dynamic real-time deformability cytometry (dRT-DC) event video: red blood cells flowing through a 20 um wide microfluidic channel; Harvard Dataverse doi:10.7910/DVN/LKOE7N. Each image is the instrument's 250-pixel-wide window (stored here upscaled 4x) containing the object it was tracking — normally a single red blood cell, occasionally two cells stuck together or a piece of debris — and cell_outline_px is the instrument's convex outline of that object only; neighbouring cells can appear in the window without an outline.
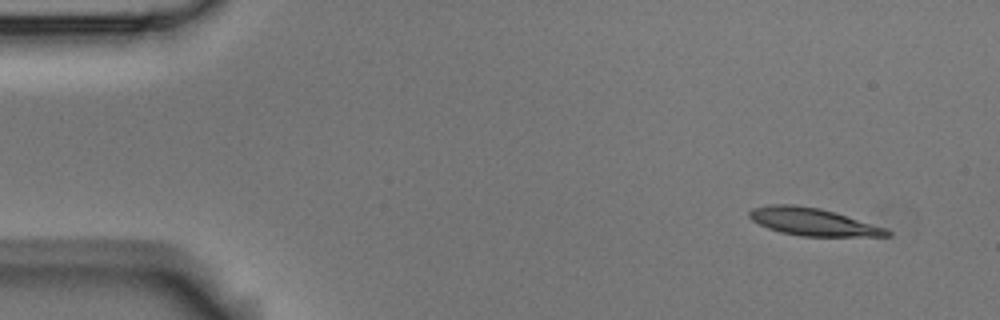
{"species": "Egyptian fruit bat (a non-hibernating species)", "species_latin": "Rousettus aegyptiacus", "temperature_condition": "room temperature", "stored_images_in_passage": 4, "camera_frame_rate_fps": 3000, "um_per_image_px": 0.085, "animal": {"sex": "male"}, "frame": {"image": 1, "passage_image": 1, "time_ms": 0.0, "image_size_px": [1000, 320], "cell_outline_px": [[892, 236], [800, 236], [780, 232], [768, 228], [752, 220], [748, 216], [748, 212], [752, 208], [772, 204], [792, 204], [820, 208], [888, 228], [892, 232]], "centroid_in_image_um": [69.11, 18.85], "position_along_channel_um": 15.9, "area_um2": 22.08}}
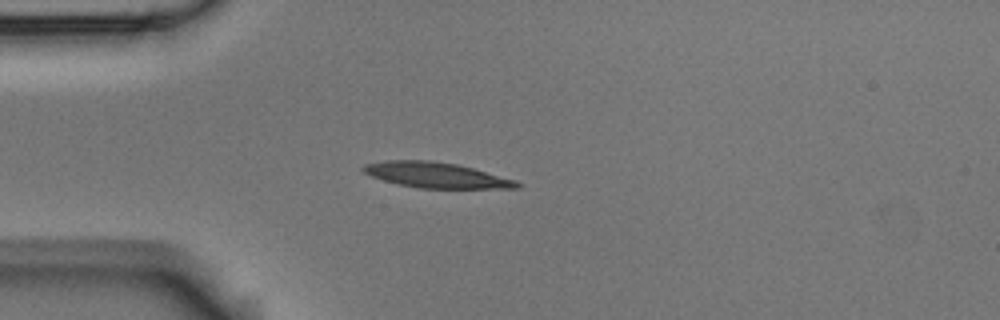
{"frame": {"image": 2, "passage_image": 4, "time_ms": 1.0, "image_size_px": [1000, 320], "cell_outline_px": [[524, 184], [520, 188], [420, 188], [396, 184], [372, 176], [364, 172], [360, 168], [364, 164], [388, 160], [432, 160], [456, 164], [472, 168], [516, 180]], "centroid_in_image_um": [37.08, 14.88], "position_along_channel_um": 47.9, "area_um2": 22.77}}